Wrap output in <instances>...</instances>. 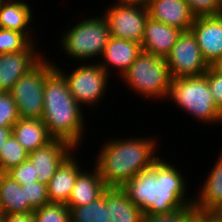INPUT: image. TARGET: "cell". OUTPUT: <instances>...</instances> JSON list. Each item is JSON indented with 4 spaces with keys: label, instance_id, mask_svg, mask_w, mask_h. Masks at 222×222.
I'll list each match as a JSON object with an SVG mask.
<instances>
[{
    "label": "cell",
    "instance_id": "6da1fadb",
    "mask_svg": "<svg viewBox=\"0 0 222 222\" xmlns=\"http://www.w3.org/2000/svg\"><path fill=\"white\" fill-rule=\"evenodd\" d=\"M181 173L178 167L160 157L151 168L135 175L122 189L144 214L169 213L193 203V197L190 199L185 195L188 186Z\"/></svg>",
    "mask_w": 222,
    "mask_h": 222
},
{
    "label": "cell",
    "instance_id": "7a4b0ae2",
    "mask_svg": "<svg viewBox=\"0 0 222 222\" xmlns=\"http://www.w3.org/2000/svg\"><path fill=\"white\" fill-rule=\"evenodd\" d=\"M156 141L151 138L111 139L101 146L95 166L107 187L122 188L140 172L151 168L156 156Z\"/></svg>",
    "mask_w": 222,
    "mask_h": 222
},
{
    "label": "cell",
    "instance_id": "3957f363",
    "mask_svg": "<svg viewBox=\"0 0 222 222\" xmlns=\"http://www.w3.org/2000/svg\"><path fill=\"white\" fill-rule=\"evenodd\" d=\"M43 98L41 119L50 136L79 148L85 130L84 108L74 99L64 76L56 66L46 75Z\"/></svg>",
    "mask_w": 222,
    "mask_h": 222
},
{
    "label": "cell",
    "instance_id": "277c9868",
    "mask_svg": "<svg viewBox=\"0 0 222 222\" xmlns=\"http://www.w3.org/2000/svg\"><path fill=\"white\" fill-rule=\"evenodd\" d=\"M168 99L185 114H190L204 124L222 122V112L214 102L205 74L172 79Z\"/></svg>",
    "mask_w": 222,
    "mask_h": 222
},
{
    "label": "cell",
    "instance_id": "5b68a950",
    "mask_svg": "<svg viewBox=\"0 0 222 222\" xmlns=\"http://www.w3.org/2000/svg\"><path fill=\"white\" fill-rule=\"evenodd\" d=\"M121 80L144 98L164 100L168 98L172 78L166 58L141 52Z\"/></svg>",
    "mask_w": 222,
    "mask_h": 222
},
{
    "label": "cell",
    "instance_id": "8992f818",
    "mask_svg": "<svg viewBox=\"0 0 222 222\" xmlns=\"http://www.w3.org/2000/svg\"><path fill=\"white\" fill-rule=\"evenodd\" d=\"M61 36L62 51L73 59L86 61L98 56L101 58L111 38L108 22L104 16L84 18L74 26L66 29Z\"/></svg>",
    "mask_w": 222,
    "mask_h": 222
},
{
    "label": "cell",
    "instance_id": "52a82bcc",
    "mask_svg": "<svg viewBox=\"0 0 222 222\" xmlns=\"http://www.w3.org/2000/svg\"><path fill=\"white\" fill-rule=\"evenodd\" d=\"M50 62L43 57L19 78L9 92L17 105L19 118L41 119L46 75L55 67L54 63Z\"/></svg>",
    "mask_w": 222,
    "mask_h": 222
},
{
    "label": "cell",
    "instance_id": "ba28073f",
    "mask_svg": "<svg viewBox=\"0 0 222 222\" xmlns=\"http://www.w3.org/2000/svg\"><path fill=\"white\" fill-rule=\"evenodd\" d=\"M56 69L64 76L68 89L74 99L82 108L84 105L89 107L99 103L103 98L108 87L109 74L97 62L91 64L81 63L75 70L68 74L54 64ZM58 66V67H57Z\"/></svg>",
    "mask_w": 222,
    "mask_h": 222
},
{
    "label": "cell",
    "instance_id": "9c48e42d",
    "mask_svg": "<svg viewBox=\"0 0 222 222\" xmlns=\"http://www.w3.org/2000/svg\"><path fill=\"white\" fill-rule=\"evenodd\" d=\"M166 61L172 79L203 75L209 67L191 30L182 31Z\"/></svg>",
    "mask_w": 222,
    "mask_h": 222
},
{
    "label": "cell",
    "instance_id": "30bf717a",
    "mask_svg": "<svg viewBox=\"0 0 222 222\" xmlns=\"http://www.w3.org/2000/svg\"><path fill=\"white\" fill-rule=\"evenodd\" d=\"M109 6L103 16L108 22L111 36L141 44L149 18L147 6L116 3Z\"/></svg>",
    "mask_w": 222,
    "mask_h": 222
},
{
    "label": "cell",
    "instance_id": "8fae6325",
    "mask_svg": "<svg viewBox=\"0 0 222 222\" xmlns=\"http://www.w3.org/2000/svg\"><path fill=\"white\" fill-rule=\"evenodd\" d=\"M32 41L24 50L0 54V92L9 93L19 78L32 69L44 56ZM36 49V50H35Z\"/></svg>",
    "mask_w": 222,
    "mask_h": 222
},
{
    "label": "cell",
    "instance_id": "7c38bea8",
    "mask_svg": "<svg viewBox=\"0 0 222 222\" xmlns=\"http://www.w3.org/2000/svg\"><path fill=\"white\" fill-rule=\"evenodd\" d=\"M75 150L77 149L70 143L64 140L53 139L47 145L29 152L28 159L38 175L37 182L47 185L55 175L57 168Z\"/></svg>",
    "mask_w": 222,
    "mask_h": 222
},
{
    "label": "cell",
    "instance_id": "4fadbf2b",
    "mask_svg": "<svg viewBox=\"0 0 222 222\" xmlns=\"http://www.w3.org/2000/svg\"><path fill=\"white\" fill-rule=\"evenodd\" d=\"M190 30L210 66L222 55V14L196 16Z\"/></svg>",
    "mask_w": 222,
    "mask_h": 222
},
{
    "label": "cell",
    "instance_id": "5bb4252c",
    "mask_svg": "<svg viewBox=\"0 0 222 222\" xmlns=\"http://www.w3.org/2000/svg\"><path fill=\"white\" fill-rule=\"evenodd\" d=\"M146 6L150 18L182 31L190 30L196 17L185 0H149Z\"/></svg>",
    "mask_w": 222,
    "mask_h": 222
},
{
    "label": "cell",
    "instance_id": "9a60e30c",
    "mask_svg": "<svg viewBox=\"0 0 222 222\" xmlns=\"http://www.w3.org/2000/svg\"><path fill=\"white\" fill-rule=\"evenodd\" d=\"M181 33V29L168 26L149 17L145 23L141 42L142 52L166 58Z\"/></svg>",
    "mask_w": 222,
    "mask_h": 222
},
{
    "label": "cell",
    "instance_id": "2e32d148",
    "mask_svg": "<svg viewBox=\"0 0 222 222\" xmlns=\"http://www.w3.org/2000/svg\"><path fill=\"white\" fill-rule=\"evenodd\" d=\"M141 52L140 43L111 36L101 56L103 60L98 64L106 70L107 74H110L111 67L116 68L119 72L117 75L121 78Z\"/></svg>",
    "mask_w": 222,
    "mask_h": 222
},
{
    "label": "cell",
    "instance_id": "e0dca14e",
    "mask_svg": "<svg viewBox=\"0 0 222 222\" xmlns=\"http://www.w3.org/2000/svg\"><path fill=\"white\" fill-rule=\"evenodd\" d=\"M76 155L71 153L57 168L55 175L47 184L49 203L67 204L79 173L83 170L79 167Z\"/></svg>",
    "mask_w": 222,
    "mask_h": 222
},
{
    "label": "cell",
    "instance_id": "ac0fdd59",
    "mask_svg": "<svg viewBox=\"0 0 222 222\" xmlns=\"http://www.w3.org/2000/svg\"><path fill=\"white\" fill-rule=\"evenodd\" d=\"M208 174L193 203L197 211L222 213V152Z\"/></svg>",
    "mask_w": 222,
    "mask_h": 222
},
{
    "label": "cell",
    "instance_id": "d6986e66",
    "mask_svg": "<svg viewBox=\"0 0 222 222\" xmlns=\"http://www.w3.org/2000/svg\"><path fill=\"white\" fill-rule=\"evenodd\" d=\"M26 1L2 0L0 3V28L23 33L31 42L33 39L30 31L32 9ZM28 29V30H27ZM31 32V33H30Z\"/></svg>",
    "mask_w": 222,
    "mask_h": 222
},
{
    "label": "cell",
    "instance_id": "ffe728a7",
    "mask_svg": "<svg viewBox=\"0 0 222 222\" xmlns=\"http://www.w3.org/2000/svg\"><path fill=\"white\" fill-rule=\"evenodd\" d=\"M93 171H81L75 181L67 206H83L102 196L107 186L100 176L98 168ZM91 172V173H90Z\"/></svg>",
    "mask_w": 222,
    "mask_h": 222
},
{
    "label": "cell",
    "instance_id": "44dd1931",
    "mask_svg": "<svg viewBox=\"0 0 222 222\" xmlns=\"http://www.w3.org/2000/svg\"><path fill=\"white\" fill-rule=\"evenodd\" d=\"M105 206L111 222H142L144 212L129 200L122 188L107 187Z\"/></svg>",
    "mask_w": 222,
    "mask_h": 222
},
{
    "label": "cell",
    "instance_id": "7402d4cb",
    "mask_svg": "<svg viewBox=\"0 0 222 222\" xmlns=\"http://www.w3.org/2000/svg\"><path fill=\"white\" fill-rule=\"evenodd\" d=\"M12 134L28 152L41 148L53 140L42 119L19 118L13 125Z\"/></svg>",
    "mask_w": 222,
    "mask_h": 222
},
{
    "label": "cell",
    "instance_id": "603a6c76",
    "mask_svg": "<svg viewBox=\"0 0 222 222\" xmlns=\"http://www.w3.org/2000/svg\"><path fill=\"white\" fill-rule=\"evenodd\" d=\"M25 200L24 189L6 173H0V215L33 212Z\"/></svg>",
    "mask_w": 222,
    "mask_h": 222
},
{
    "label": "cell",
    "instance_id": "cb8c5ba5",
    "mask_svg": "<svg viewBox=\"0 0 222 222\" xmlns=\"http://www.w3.org/2000/svg\"><path fill=\"white\" fill-rule=\"evenodd\" d=\"M71 222H111L105 206V191L97 200L83 206H68Z\"/></svg>",
    "mask_w": 222,
    "mask_h": 222
},
{
    "label": "cell",
    "instance_id": "d4e9b609",
    "mask_svg": "<svg viewBox=\"0 0 222 222\" xmlns=\"http://www.w3.org/2000/svg\"><path fill=\"white\" fill-rule=\"evenodd\" d=\"M29 152L11 134L0 149V173H6L28 159Z\"/></svg>",
    "mask_w": 222,
    "mask_h": 222
},
{
    "label": "cell",
    "instance_id": "484cf974",
    "mask_svg": "<svg viewBox=\"0 0 222 222\" xmlns=\"http://www.w3.org/2000/svg\"><path fill=\"white\" fill-rule=\"evenodd\" d=\"M35 222H71L70 209L66 204L47 203L33 211Z\"/></svg>",
    "mask_w": 222,
    "mask_h": 222
},
{
    "label": "cell",
    "instance_id": "4316f807",
    "mask_svg": "<svg viewBox=\"0 0 222 222\" xmlns=\"http://www.w3.org/2000/svg\"><path fill=\"white\" fill-rule=\"evenodd\" d=\"M196 211L194 203H191L169 213L144 214L142 222H193Z\"/></svg>",
    "mask_w": 222,
    "mask_h": 222
},
{
    "label": "cell",
    "instance_id": "83f0119b",
    "mask_svg": "<svg viewBox=\"0 0 222 222\" xmlns=\"http://www.w3.org/2000/svg\"><path fill=\"white\" fill-rule=\"evenodd\" d=\"M31 41L21 32L0 28V54L24 50Z\"/></svg>",
    "mask_w": 222,
    "mask_h": 222
},
{
    "label": "cell",
    "instance_id": "f1b7e54d",
    "mask_svg": "<svg viewBox=\"0 0 222 222\" xmlns=\"http://www.w3.org/2000/svg\"><path fill=\"white\" fill-rule=\"evenodd\" d=\"M24 189L25 200L35 210L49 203L47 185L40 182H32L21 185Z\"/></svg>",
    "mask_w": 222,
    "mask_h": 222
},
{
    "label": "cell",
    "instance_id": "f546056e",
    "mask_svg": "<svg viewBox=\"0 0 222 222\" xmlns=\"http://www.w3.org/2000/svg\"><path fill=\"white\" fill-rule=\"evenodd\" d=\"M18 120L17 105L10 93L0 92V126L13 127Z\"/></svg>",
    "mask_w": 222,
    "mask_h": 222
},
{
    "label": "cell",
    "instance_id": "4dcf8cb0",
    "mask_svg": "<svg viewBox=\"0 0 222 222\" xmlns=\"http://www.w3.org/2000/svg\"><path fill=\"white\" fill-rule=\"evenodd\" d=\"M13 180L17 181L20 185L37 182V174L29 159L11 168L6 172Z\"/></svg>",
    "mask_w": 222,
    "mask_h": 222
},
{
    "label": "cell",
    "instance_id": "1f68e13d",
    "mask_svg": "<svg viewBox=\"0 0 222 222\" xmlns=\"http://www.w3.org/2000/svg\"><path fill=\"white\" fill-rule=\"evenodd\" d=\"M195 16L222 14L221 0H185Z\"/></svg>",
    "mask_w": 222,
    "mask_h": 222
},
{
    "label": "cell",
    "instance_id": "d6a6232c",
    "mask_svg": "<svg viewBox=\"0 0 222 222\" xmlns=\"http://www.w3.org/2000/svg\"><path fill=\"white\" fill-rule=\"evenodd\" d=\"M204 74L207 77L208 87L213 95L214 102L222 112V74L215 71L211 66Z\"/></svg>",
    "mask_w": 222,
    "mask_h": 222
},
{
    "label": "cell",
    "instance_id": "836d02e7",
    "mask_svg": "<svg viewBox=\"0 0 222 222\" xmlns=\"http://www.w3.org/2000/svg\"><path fill=\"white\" fill-rule=\"evenodd\" d=\"M0 222H35L33 212L0 215Z\"/></svg>",
    "mask_w": 222,
    "mask_h": 222
},
{
    "label": "cell",
    "instance_id": "e575fe53",
    "mask_svg": "<svg viewBox=\"0 0 222 222\" xmlns=\"http://www.w3.org/2000/svg\"><path fill=\"white\" fill-rule=\"evenodd\" d=\"M195 222H222V213L196 211Z\"/></svg>",
    "mask_w": 222,
    "mask_h": 222
},
{
    "label": "cell",
    "instance_id": "d590c367",
    "mask_svg": "<svg viewBox=\"0 0 222 222\" xmlns=\"http://www.w3.org/2000/svg\"><path fill=\"white\" fill-rule=\"evenodd\" d=\"M12 128L13 127H1L0 126V149L2 148L5 141L12 134Z\"/></svg>",
    "mask_w": 222,
    "mask_h": 222
},
{
    "label": "cell",
    "instance_id": "8d00e7d4",
    "mask_svg": "<svg viewBox=\"0 0 222 222\" xmlns=\"http://www.w3.org/2000/svg\"><path fill=\"white\" fill-rule=\"evenodd\" d=\"M149 0H118L116 4H129V5H144L146 6Z\"/></svg>",
    "mask_w": 222,
    "mask_h": 222
},
{
    "label": "cell",
    "instance_id": "74e56055",
    "mask_svg": "<svg viewBox=\"0 0 222 222\" xmlns=\"http://www.w3.org/2000/svg\"><path fill=\"white\" fill-rule=\"evenodd\" d=\"M215 71L222 74V55L217 58L211 65H210Z\"/></svg>",
    "mask_w": 222,
    "mask_h": 222
}]
</instances>
